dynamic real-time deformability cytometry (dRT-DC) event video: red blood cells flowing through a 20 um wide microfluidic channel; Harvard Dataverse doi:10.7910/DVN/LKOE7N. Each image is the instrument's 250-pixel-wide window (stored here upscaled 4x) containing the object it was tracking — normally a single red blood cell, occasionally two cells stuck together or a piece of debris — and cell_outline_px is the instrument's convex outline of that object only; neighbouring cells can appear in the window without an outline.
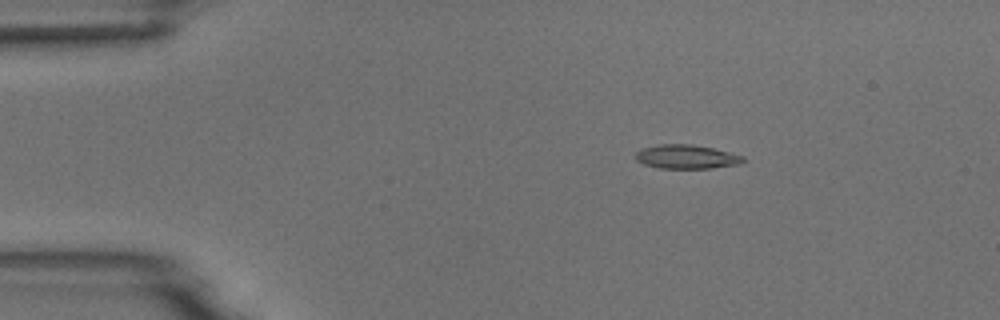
{"species": "common noctule bat (a hibernating species)", "species_latin": "Nyctalus noctula", "temperature_condition": "room temperature", "stored_images_in_passage": 5, "camera_frame_rate_fps": 3000, "um_per_image_px": 0.085, "animal": {"sex": "male", "body_mass_g": 18.8}, "frame": {"image": 1, "passage_image": 3, "time_ms": 2.333, "image_size_px": [1000, 320], "cell_outline_px": [[744, 160], [740, 164], [712, 168], [660, 168], [644, 164], [636, 160], [636, 152], [640, 148], [656, 144], [692, 144], [712, 148], [744, 156]], "centroid_in_image_um": [58.32, 13.32], "position_along_channel_um": 26.7, "area_um2": 15.03}}
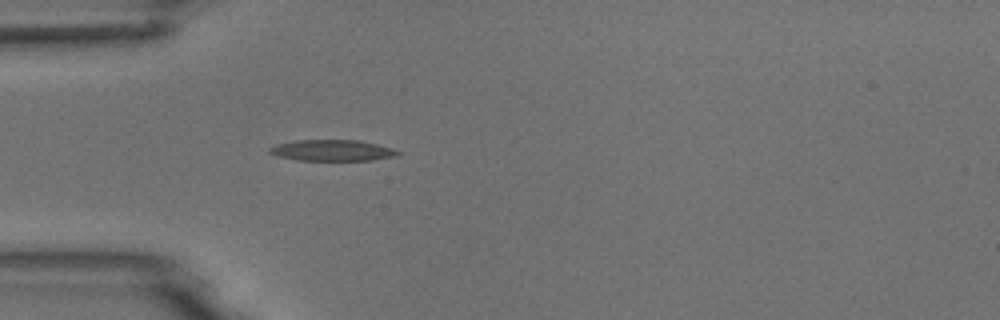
{"frame": {"image": 2, "passage_image": 5, "time_ms": 4.667, "image_size_px": [1000, 320], "cell_outline_px": [[400, 152], [396, 156], [372, 160], [296, 160], [280, 156], [268, 152], [268, 148], [276, 144], [296, 140], [360, 140], [392, 148]], "centroid_in_image_um": [28.23, 12.78], "position_along_channel_um": 56.8, "area_um2": 15.66}}